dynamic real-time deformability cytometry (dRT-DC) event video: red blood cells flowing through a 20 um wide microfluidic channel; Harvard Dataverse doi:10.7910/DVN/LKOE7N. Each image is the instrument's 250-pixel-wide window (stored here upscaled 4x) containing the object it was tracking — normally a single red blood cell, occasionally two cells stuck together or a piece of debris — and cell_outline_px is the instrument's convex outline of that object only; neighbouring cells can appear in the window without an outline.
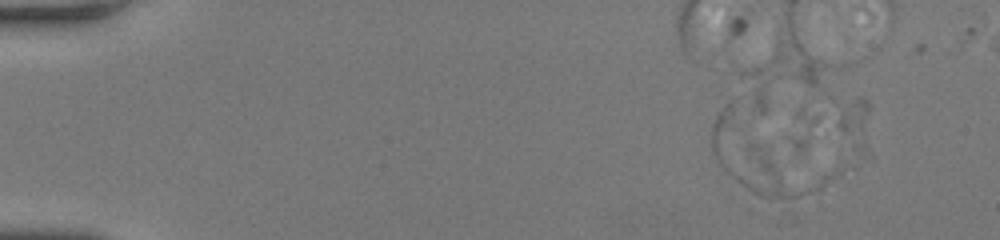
{"species": "human", "species_latin": "Homo sapiens", "temperature_condition": "room temperature", "stored_images_in_passage": 4, "segment_of_instrument_passage": [1, 2], "camera_frame_rate_fps": 3000, "um_per_image_px": 0.085, "donor": {"sex": "female"}, "frame": {"image": 1, "passage_image": 2, "time_ms": 0.333, "image_size_px": [1000, 240], "cell_outline_px": [[840, 172], [836, 176], [820, 188], [796, 196], [760, 200], [724, 172], [716, 160], [712, 152], [712, 124], [716, 112], [728, 100], [732, 100]], "centroid_in_image_um": [64.98, 13.29], "position_along_channel_um": 20.0, "area_um2": 51.73}}